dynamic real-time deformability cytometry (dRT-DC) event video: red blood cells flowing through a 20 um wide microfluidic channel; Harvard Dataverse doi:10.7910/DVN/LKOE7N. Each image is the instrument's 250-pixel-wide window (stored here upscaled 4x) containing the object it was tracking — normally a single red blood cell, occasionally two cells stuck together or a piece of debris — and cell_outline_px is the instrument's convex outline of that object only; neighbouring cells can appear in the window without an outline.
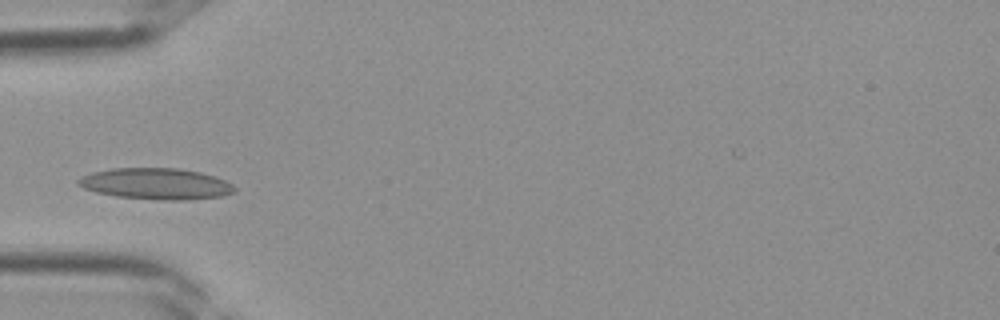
{"species": "Egyptian fruit bat (a non-hibernating species)", "species_latin": "Rousettus aegyptiacus", "temperature_condition": "room temperature", "stored_images_in_passage": 27, "camera_frame_rate_fps": 3000, "um_per_image_px": 0.085, "frame": {"image": 1, "passage_image": 1, "time_ms": 0.0, "image_size_px": [1000, 320], "cell_outline_px": [[236, 188], [232, 192], [224, 196], [188, 200], [160, 200], [116, 196], [96, 192], [84, 188], [76, 184], [76, 180], [80, 176], [92, 172], [112, 168], [180, 168], [200, 172], [216, 176], [232, 184]], "centroid_in_image_um": [13.25, 15.62], "position_along_channel_um": 71.8, "area_um2": 28.67}}
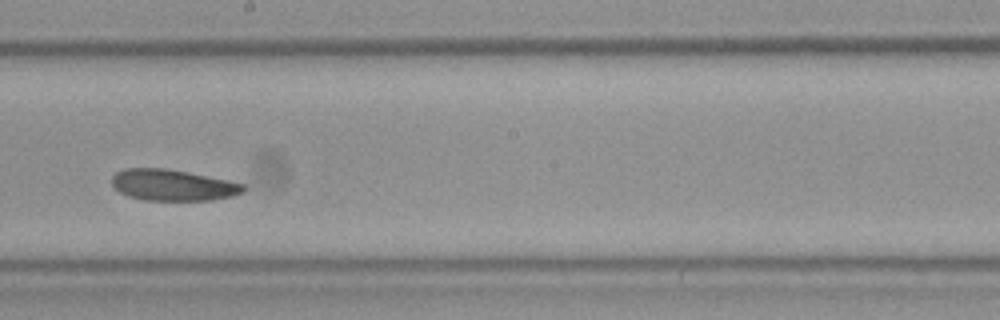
{"frame": {"image": 2, "passage_image": 10, "time_ms": 3.0, "image_size_px": [1000, 320], "cell_outline_px": [[248, 188], [244, 192], [232, 196], [212, 200], [144, 200], [128, 196], [120, 192], [112, 184], [112, 176], [116, 172], [124, 168], [164, 168], [188, 172], [244, 184]], "centroid_in_image_um": [14.69, 15.73], "position_along_channel_um": 233.5, "area_um2": 23.87}}
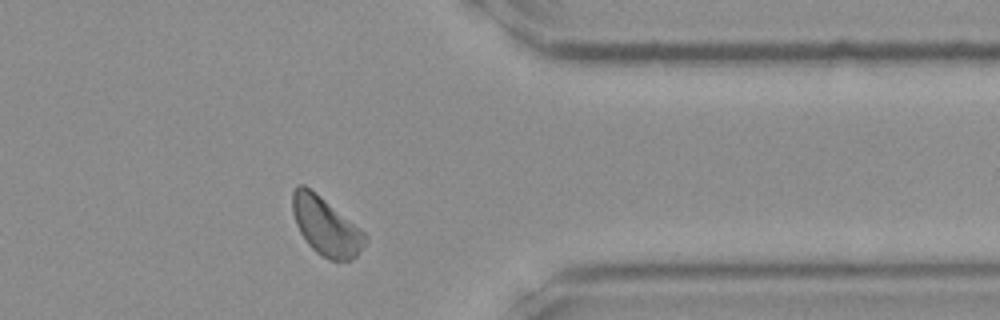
{"frame": {"image": 3, "passage_image": 19, "time_ms": 6.0, "image_size_px": [1000, 320], "cell_outline_px": [[368, 240], [356, 256], [348, 260], [328, 260], [320, 256], [308, 244], [300, 232], [296, 224], [292, 212], [292, 192], [296, 184], [304, 184], [316, 192], [360, 228], [368, 236]], "centroid_in_image_um": [27.68, 19.22], "position_along_channel_um": 383.7, "area_um2": 24.68}}